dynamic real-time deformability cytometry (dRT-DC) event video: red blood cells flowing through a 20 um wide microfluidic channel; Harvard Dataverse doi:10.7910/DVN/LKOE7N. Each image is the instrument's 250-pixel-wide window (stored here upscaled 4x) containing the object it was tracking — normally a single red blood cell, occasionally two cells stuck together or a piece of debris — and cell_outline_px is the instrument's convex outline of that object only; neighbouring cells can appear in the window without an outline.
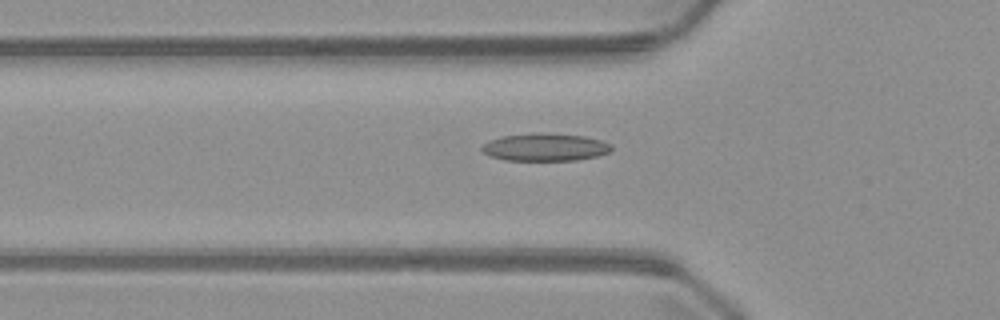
{"species": "common noctule bat (a hibernating species)", "species_latin": "Nyctalus noctula", "temperature_condition": "warm", "stored_images_in_passage": 44, "camera_frame_rate_fps": 3000, "um_per_image_px": 0.085, "animal": {"sex": "male", "body_mass_g": 23.1, "forearm_length_mm": 52.7}, "frame": {"image": 1, "passage_image": 17, "time_ms": 5.333, "image_size_px": [1000, 320], "cell_outline_px": [[612, 148], [608, 152], [596, 156], [576, 160], [504, 160], [488, 156], [480, 152], [480, 148], [488, 140], [500, 136], [536, 132], [544, 132], [584, 136], [600, 140], [612, 144]], "centroid_in_image_um": [46.26, 12.5], "position_along_channel_um": 79.5, "area_um2": 21.15}}
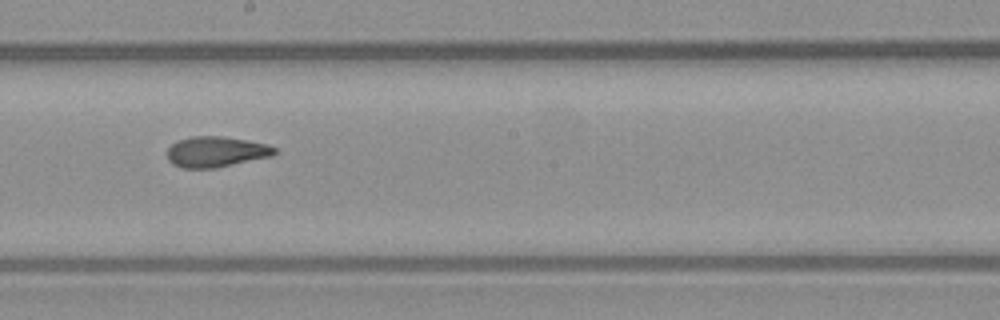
{"frame": {"image": 2, "passage_image": 28, "time_ms": 9.0, "image_size_px": [1000, 320], "cell_outline_px": [[280, 152], [272, 156], [216, 168], [180, 168], [172, 164], [168, 160], [168, 148], [172, 144], [180, 140], [192, 136], [224, 136], [268, 144], [276, 148]], "centroid_in_image_um": [18.4, 12.91], "position_along_channel_um": 229.8, "area_um2": 19.31}}
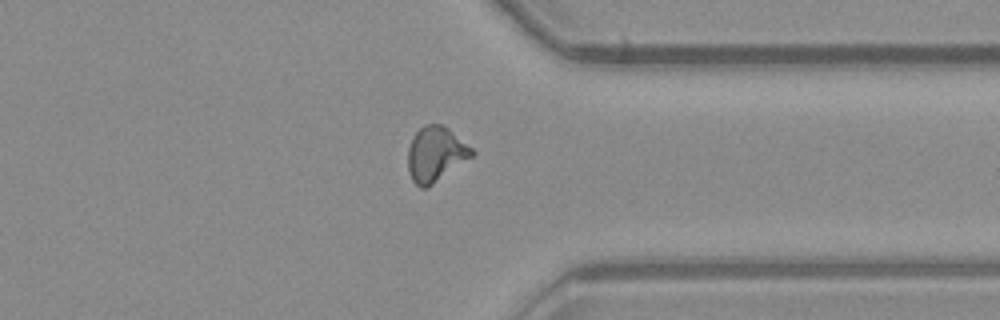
{"frame": {"image": 3, "passage_image": 39, "time_ms": 12.667, "image_size_px": [1000, 320], "cell_outline_px": [[476, 152], [472, 156], [428, 188], [420, 188], [412, 180], [408, 172], [408, 148], [412, 136], [424, 124], [440, 124], [448, 128], [472, 148]], "centroid_in_image_um": [37.0, 13.11], "position_along_channel_um": 374.4, "area_um2": 20.46}}